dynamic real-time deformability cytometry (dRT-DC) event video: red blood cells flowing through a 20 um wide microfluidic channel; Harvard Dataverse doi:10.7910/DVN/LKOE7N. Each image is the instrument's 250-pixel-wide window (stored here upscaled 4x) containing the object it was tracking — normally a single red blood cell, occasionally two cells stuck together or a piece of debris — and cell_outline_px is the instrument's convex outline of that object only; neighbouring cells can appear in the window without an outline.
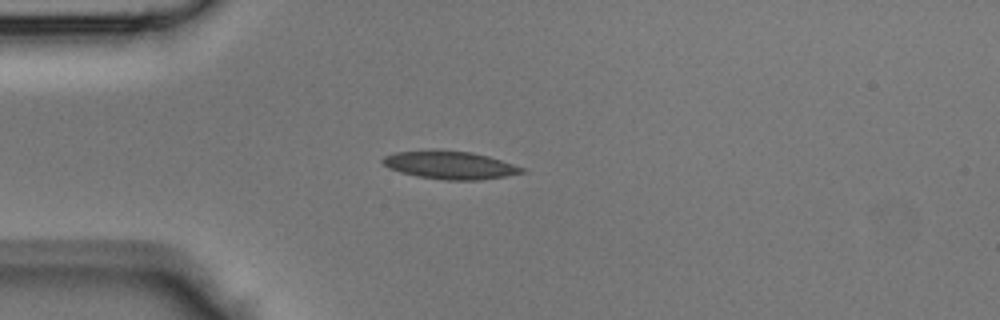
{"species": "Egyptian fruit bat (a non-hibernating species)", "species_latin": "Rousettus aegyptiacus", "temperature_condition": "room temperature", "stored_images_in_passage": 40, "camera_frame_rate_fps": 3000, "um_per_image_px": 0.085, "animal": {"sex": "male"}, "frame": {"image": 1, "passage_image": 8, "time_ms": 2.333, "image_size_px": [1000, 320], "cell_outline_px": [[528, 172], [480, 180], [444, 180], [416, 176], [400, 172], [388, 168], [380, 160], [384, 156], [396, 152], [432, 148], [472, 152], [488, 156], [528, 168]], "centroid_in_image_um": [38.25, 14.01], "position_along_channel_um": 46.7, "area_um2": 23.29}}
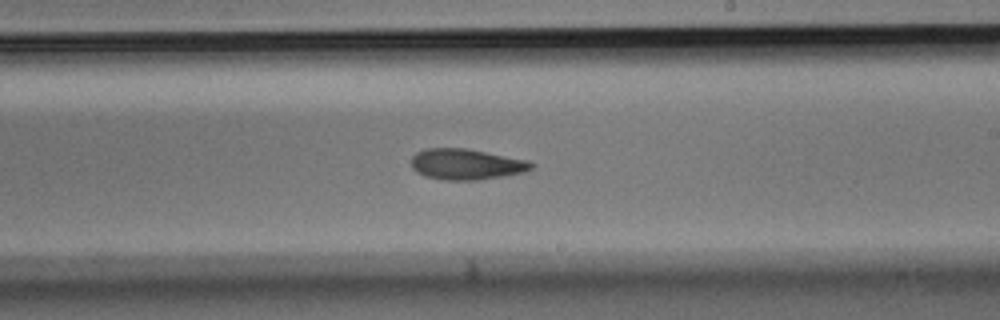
{"frame": {"image": 2, "passage_image": 22, "time_ms": 7.0, "image_size_px": [1000, 320], "cell_outline_px": [[536, 164], [532, 168], [524, 172], [504, 176], [476, 180], [448, 180], [428, 176], [412, 168], [412, 156], [416, 152], [424, 148], [464, 148], [532, 160]], "centroid_in_image_um": [39.7, 13.94], "position_along_channel_um": 249.3, "area_um2": 21.56}}
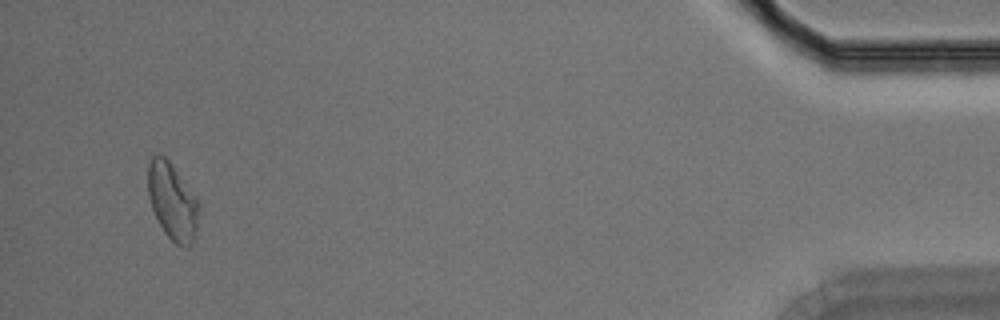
{"frame": {"image": 3, "passage_image": 38, "time_ms": 12.333, "image_size_px": [1000, 320], "cell_outline_px": [[200, 212], [192, 244], [188, 248], [184, 248], [176, 244], [164, 232], [152, 208], [148, 192], [148, 164], [152, 156], [164, 156], [168, 160], [196, 196], [200, 204]], "centroid_in_image_um": [14.68, 17.15], "position_along_channel_um": 420.5, "area_um2": 22.66}}